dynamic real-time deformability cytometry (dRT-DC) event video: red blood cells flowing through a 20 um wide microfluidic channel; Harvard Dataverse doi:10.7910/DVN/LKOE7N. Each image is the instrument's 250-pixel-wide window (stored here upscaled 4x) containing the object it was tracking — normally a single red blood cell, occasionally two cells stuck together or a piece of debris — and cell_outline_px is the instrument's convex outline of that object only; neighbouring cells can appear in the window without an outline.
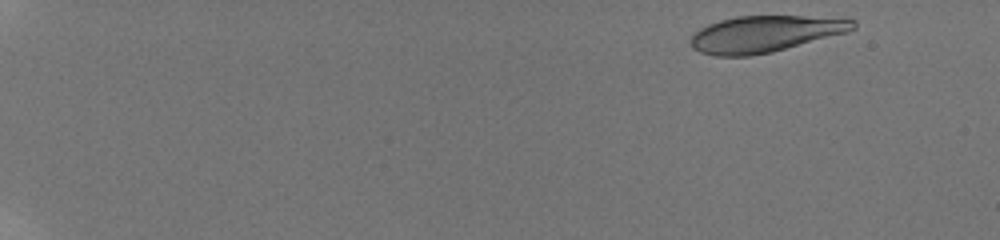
{"species": "human", "species_latin": "Homo sapiens", "temperature_condition": "room temperature", "stored_images_in_passage": 36, "camera_frame_rate_fps": 3000, "um_per_image_px": 0.085, "donor": {"sex": "male"}, "frame": {"image": 1, "passage_image": 1, "time_ms": 0.0, "image_size_px": [1000, 240], "cell_outline_px": [[856, 28], [848, 32], [772, 52], [748, 56], [716, 56], [700, 52], [692, 48], [692, 36], [700, 28], [708, 24], [720, 20], [736, 16], [804, 16], [856, 20]], "centroid_in_image_um": [65.02, 2.88], "position_along_channel_um": 20.0, "area_um2": 34.28}}
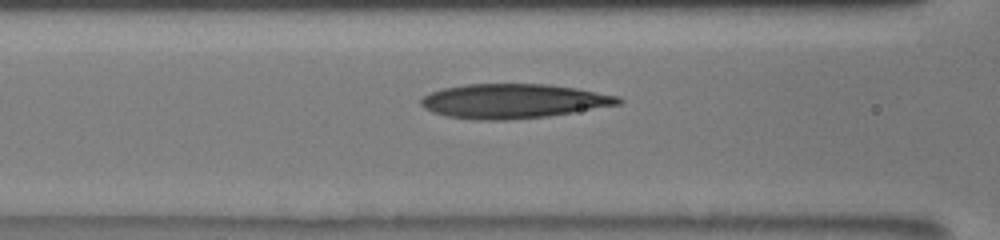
{"frame": {"image": 2, "passage_image": 17, "time_ms": 7.333, "image_size_px": [1000, 240], "cell_outline_px": [[624, 100], [620, 104], [548, 116], [508, 120], [476, 120], [448, 116], [432, 112], [424, 108], [420, 104], [420, 100], [424, 96], [432, 92], [444, 88], [468, 84], [548, 84], [576, 88], [620, 96]], "centroid_in_image_um": [43.64, 8.59], "position_along_channel_um": 123.0, "area_um2": 39.48}}
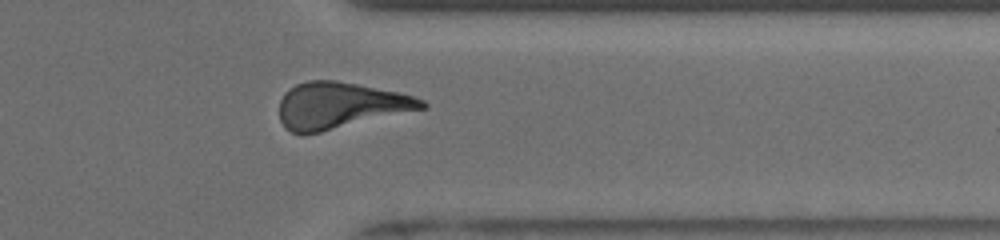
{"frame": {"image": 3, "passage_image": 33, "time_ms": 14.0, "image_size_px": [1000, 240], "cell_outline_px": [[428, 108], [320, 132], [300, 136], [284, 128], [280, 120], [280, 100], [284, 92], [288, 88], [296, 84], [308, 80], [336, 80], [396, 92], [412, 96], [424, 100], [428, 104]], "centroid_in_image_um": [28.87, 8.98], "position_along_channel_um": 382.5, "area_um2": 38.61}, "authors_computed_cell_mechanics": {"area_um2": 38.1769, "velocity_mm_per_s": 3.8969, "shape_relaxation_time_tau1_ms": 4.1928, "shape_relaxation_time_tau2_ms": 3.1555, "deformation_change_tau1": 0.152, "deformation_change_tau2": 0.1305}}